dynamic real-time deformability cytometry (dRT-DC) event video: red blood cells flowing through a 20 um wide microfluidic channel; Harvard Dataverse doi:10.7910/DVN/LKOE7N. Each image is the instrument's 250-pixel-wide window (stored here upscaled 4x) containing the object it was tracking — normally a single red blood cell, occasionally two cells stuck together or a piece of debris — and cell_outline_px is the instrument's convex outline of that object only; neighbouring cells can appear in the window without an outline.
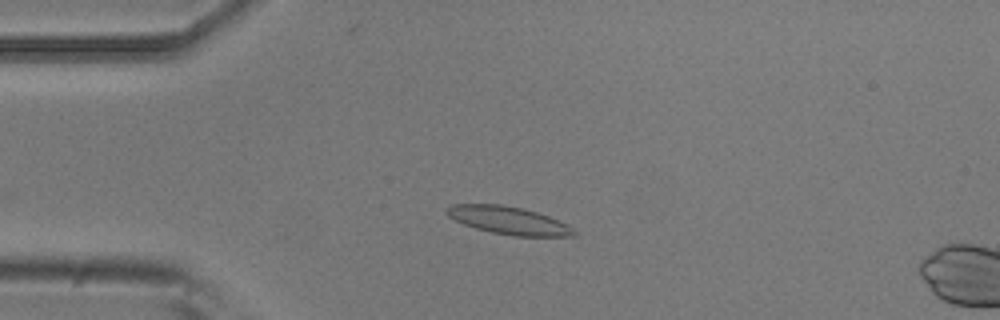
{"species": "common noctule bat (a hibernating species)", "species_latin": "Nyctalus noctula", "temperature_condition": "room temperature", "stored_images_in_passage": 2, "camera_frame_rate_fps": 3000, "um_per_image_px": 0.085, "animal": {"sex": "male", "body_mass_g": 20.5, "forearm_length_mm": 52.5}, "frame": {"image": 1, "passage_image": 1, "time_ms": 0.0, "image_size_px": [1000, 320], "cell_outline_px": [[576, 236], [512, 236], [492, 232], [476, 228], [464, 224], [448, 216], [444, 212], [452, 204], [500, 204], [524, 208], [548, 216], [568, 224], [576, 232]], "centroid_in_image_um": [43.24, 18.73], "position_along_channel_um": 41.8, "area_um2": 20.52}}